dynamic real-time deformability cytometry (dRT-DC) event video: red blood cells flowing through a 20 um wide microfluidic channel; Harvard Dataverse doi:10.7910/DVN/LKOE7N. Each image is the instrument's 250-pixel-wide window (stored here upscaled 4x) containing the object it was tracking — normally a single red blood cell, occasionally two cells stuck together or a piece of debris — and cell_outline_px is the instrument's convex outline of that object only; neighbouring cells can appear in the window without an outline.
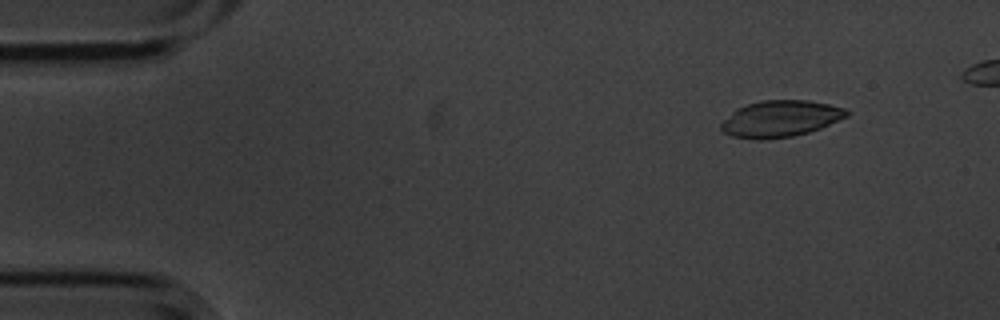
{"species": "common noctule bat (a hibernating species)", "species_latin": "Nyctalus noctula", "temperature_condition": "cold", "stored_images_in_passage": 6, "camera_frame_rate_fps": 3000, "um_per_image_px": 0.085, "animal": {"sex": "male", "body_mass_g": 20.1, "forearm_length_mm": 53.5}, "frame": {"image": 1, "passage_image": 6, "time_ms": 1.667, "image_size_px": [1000, 320], "cell_outline_px": [[848, 116], [820, 128], [808, 132], [792, 136], [764, 140], [756, 140], [732, 136], [724, 132], [720, 128], [720, 124], [736, 108], [760, 100], [808, 100], [828, 104], [844, 108], [848, 112]], "centroid_in_image_um": [66.31, 10.09], "position_along_channel_um": 18.7, "area_um2": 26.59}}